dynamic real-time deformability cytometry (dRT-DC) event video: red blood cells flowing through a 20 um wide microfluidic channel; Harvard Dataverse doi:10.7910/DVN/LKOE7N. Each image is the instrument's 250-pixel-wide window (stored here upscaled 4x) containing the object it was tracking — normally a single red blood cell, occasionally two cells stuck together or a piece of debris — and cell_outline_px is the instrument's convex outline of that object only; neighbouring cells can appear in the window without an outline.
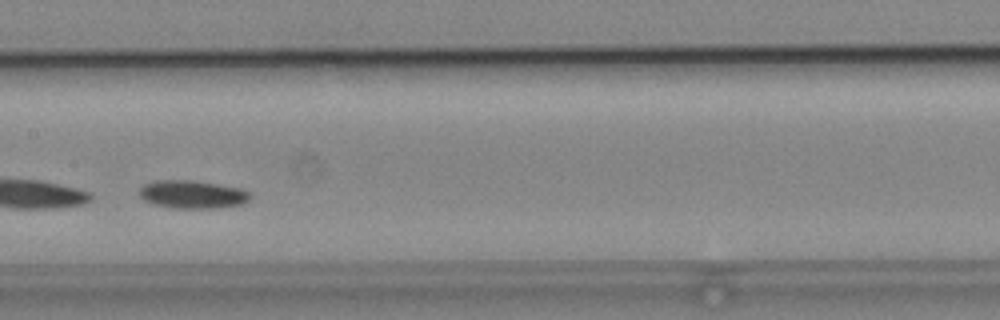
{"species": "common noctule bat (a hibernating species)", "species_latin": "Nyctalus noctula", "temperature_condition": "cold", "stored_images_in_passage": 9, "camera_frame_rate_fps": 3000, "um_per_image_px": 0.085, "animal": {"sex": "male", "body_mass_g": 19.2, "forearm_length_mm": 51.8}, "frame": {"image": 1, "passage_image": 6, "time_ms": 6.667, "image_size_px": [1000, 320], "cell_outline_px": [[252, 196], [248, 200], [240, 204], [220, 208], [172, 208], [152, 204], [144, 200], [140, 196], [140, 188], [144, 184], [156, 180], [192, 180], [240, 188], [248, 192]], "centroid_in_image_um": [16.33, 16.53], "position_along_channel_um": 191.1, "area_um2": 18.09}}
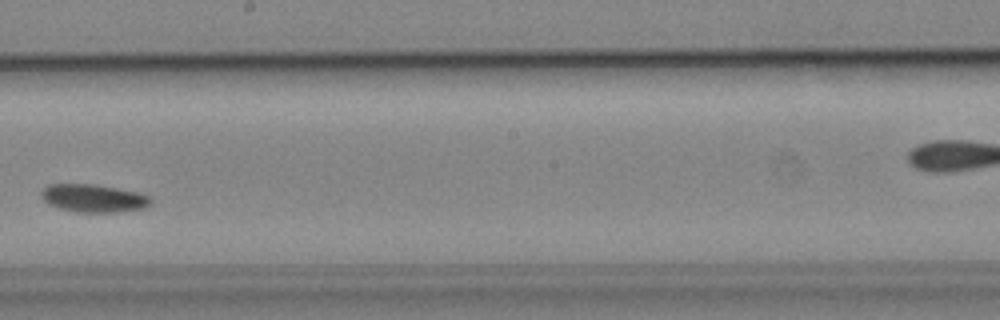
{"frame": {"image": 2, "passage_image": 7, "time_ms": 8.0, "image_size_px": [1000, 320], "cell_outline_px": [[152, 204], [144, 208], [116, 212], [76, 212], [60, 208], [48, 204], [40, 196], [40, 192], [48, 184], [96, 184], [140, 192], [148, 196], [152, 200]], "centroid_in_image_um": [7.96, 16.84], "position_along_channel_um": 240.2, "area_um2": 17.98}}
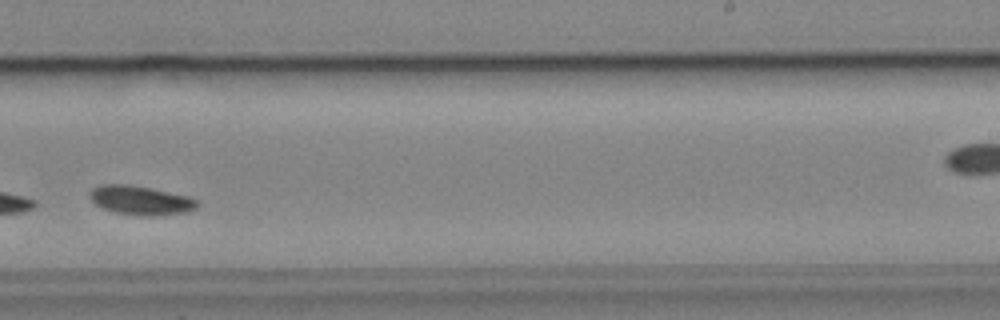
{"frame": {"image": 3, "passage_image": 8, "time_ms": 9.0, "image_size_px": [1000, 320], "cell_outline_px": [[200, 204], [196, 208], [184, 212], [156, 216], [136, 216], [116, 212], [104, 208], [96, 204], [88, 196], [92, 188], [100, 184], [128, 184], [188, 196], [196, 200]], "centroid_in_image_um": [11.93, 17.03], "position_along_channel_um": 277.1, "area_um2": 18.09}}